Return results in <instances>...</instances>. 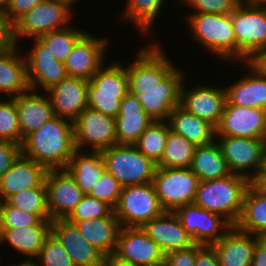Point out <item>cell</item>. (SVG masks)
I'll use <instances>...</instances> for the list:
<instances>
[{"mask_svg": "<svg viewBox=\"0 0 266 266\" xmlns=\"http://www.w3.org/2000/svg\"><path fill=\"white\" fill-rule=\"evenodd\" d=\"M75 149L73 122L59 116L29 134L21 145L24 156L48 170L65 169Z\"/></svg>", "mask_w": 266, "mask_h": 266, "instance_id": "6da1fadb", "label": "cell"}, {"mask_svg": "<svg viewBox=\"0 0 266 266\" xmlns=\"http://www.w3.org/2000/svg\"><path fill=\"white\" fill-rule=\"evenodd\" d=\"M250 181L239 175L200 181L194 204L221 215L232 226L240 218L244 196Z\"/></svg>", "mask_w": 266, "mask_h": 266, "instance_id": "7a4b0ae2", "label": "cell"}, {"mask_svg": "<svg viewBox=\"0 0 266 266\" xmlns=\"http://www.w3.org/2000/svg\"><path fill=\"white\" fill-rule=\"evenodd\" d=\"M191 35L214 55L224 60H237V43L231 14L191 13L185 17Z\"/></svg>", "mask_w": 266, "mask_h": 266, "instance_id": "3957f363", "label": "cell"}, {"mask_svg": "<svg viewBox=\"0 0 266 266\" xmlns=\"http://www.w3.org/2000/svg\"><path fill=\"white\" fill-rule=\"evenodd\" d=\"M108 171L122 187L153 181L157 164L141 153L134 144H115L101 151Z\"/></svg>", "mask_w": 266, "mask_h": 266, "instance_id": "277c9868", "label": "cell"}, {"mask_svg": "<svg viewBox=\"0 0 266 266\" xmlns=\"http://www.w3.org/2000/svg\"><path fill=\"white\" fill-rule=\"evenodd\" d=\"M237 61L254 62L266 51V6L240 3L232 12Z\"/></svg>", "mask_w": 266, "mask_h": 266, "instance_id": "5b68a950", "label": "cell"}, {"mask_svg": "<svg viewBox=\"0 0 266 266\" xmlns=\"http://www.w3.org/2000/svg\"><path fill=\"white\" fill-rule=\"evenodd\" d=\"M104 66L89 80L88 107L116 118L121 100L129 93L126 67L117 61Z\"/></svg>", "mask_w": 266, "mask_h": 266, "instance_id": "8992f818", "label": "cell"}, {"mask_svg": "<svg viewBox=\"0 0 266 266\" xmlns=\"http://www.w3.org/2000/svg\"><path fill=\"white\" fill-rule=\"evenodd\" d=\"M164 212L153 182L122 187L119 201L114 208L121 227L142 228Z\"/></svg>", "mask_w": 266, "mask_h": 266, "instance_id": "52a82bcc", "label": "cell"}, {"mask_svg": "<svg viewBox=\"0 0 266 266\" xmlns=\"http://www.w3.org/2000/svg\"><path fill=\"white\" fill-rule=\"evenodd\" d=\"M71 10L64 0L41 2L11 26V42L18 45L21 36L39 38L49 32L66 28Z\"/></svg>", "mask_w": 266, "mask_h": 266, "instance_id": "ba28073f", "label": "cell"}, {"mask_svg": "<svg viewBox=\"0 0 266 266\" xmlns=\"http://www.w3.org/2000/svg\"><path fill=\"white\" fill-rule=\"evenodd\" d=\"M152 182L163 209L174 212L179 207L194 204L200 179L189 168L157 166Z\"/></svg>", "mask_w": 266, "mask_h": 266, "instance_id": "9c48e42d", "label": "cell"}, {"mask_svg": "<svg viewBox=\"0 0 266 266\" xmlns=\"http://www.w3.org/2000/svg\"><path fill=\"white\" fill-rule=\"evenodd\" d=\"M218 138V144L231 174L247 178L250 182H256L263 170L265 140L231 136H219ZM252 170L255 171L254 174Z\"/></svg>", "mask_w": 266, "mask_h": 266, "instance_id": "30bf717a", "label": "cell"}, {"mask_svg": "<svg viewBox=\"0 0 266 266\" xmlns=\"http://www.w3.org/2000/svg\"><path fill=\"white\" fill-rule=\"evenodd\" d=\"M183 70L176 66L157 87L129 88V93L141 103L145 113L155 121L168 120L169 114L180 104V90L184 81Z\"/></svg>", "mask_w": 266, "mask_h": 266, "instance_id": "8fae6325", "label": "cell"}, {"mask_svg": "<svg viewBox=\"0 0 266 266\" xmlns=\"http://www.w3.org/2000/svg\"><path fill=\"white\" fill-rule=\"evenodd\" d=\"M75 148L102 151L117 144L116 119L87 107L73 122Z\"/></svg>", "mask_w": 266, "mask_h": 266, "instance_id": "7c38bea8", "label": "cell"}, {"mask_svg": "<svg viewBox=\"0 0 266 266\" xmlns=\"http://www.w3.org/2000/svg\"><path fill=\"white\" fill-rule=\"evenodd\" d=\"M158 45L159 43H154L139 50L136 59L126 66L129 88L157 87L175 67Z\"/></svg>", "mask_w": 266, "mask_h": 266, "instance_id": "4fadbf2b", "label": "cell"}, {"mask_svg": "<svg viewBox=\"0 0 266 266\" xmlns=\"http://www.w3.org/2000/svg\"><path fill=\"white\" fill-rule=\"evenodd\" d=\"M120 259L136 266H163L165 253L139 227H121L114 253Z\"/></svg>", "mask_w": 266, "mask_h": 266, "instance_id": "5bb4252c", "label": "cell"}, {"mask_svg": "<svg viewBox=\"0 0 266 266\" xmlns=\"http://www.w3.org/2000/svg\"><path fill=\"white\" fill-rule=\"evenodd\" d=\"M45 185L50 219H67L84 193L66 169L48 170Z\"/></svg>", "mask_w": 266, "mask_h": 266, "instance_id": "9a60e30c", "label": "cell"}, {"mask_svg": "<svg viewBox=\"0 0 266 266\" xmlns=\"http://www.w3.org/2000/svg\"><path fill=\"white\" fill-rule=\"evenodd\" d=\"M216 136L246 137L266 140V110L225 105Z\"/></svg>", "mask_w": 266, "mask_h": 266, "instance_id": "2e32d148", "label": "cell"}, {"mask_svg": "<svg viewBox=\"0 0 266 266\" xmlns=\"http://www.w3.org/2000/svg\"><path fill=\"white\" fill-rule=\"evenodd\" d=\"M183 81L180 90V106L193 115L208 121L215 128L219 125L227 102L226 89L208 85L185 89Z\"/></svg>", "mask_w": 266, "mask_h": 266, "instance_id": "e0dca14e", "label": "cell"}, {"mask_svg": "<svg viewBox=\"0 0 266 266\" xmlns=\"http://www.w3.org/2000/svg\"><path fill=\"white\" fill-rule=\"evenodd\" d=\"M33 40V50L25 57L29 88L36 91L40 85L47 91L68 75L64 63L58 61L39 38Z\"/></svg>", "mask_w": 266, "mask_h": 266, "instance_id": "ac0fdd59", "label": "cell"}, {"mask_svg": "<svg viewBox=\"0 0 266 266\" xmlns=\"http://www.w3.org/2000/svg\"><path fill=\"white\" fill-rule=\"evenodd\" d=\"M88 86V80L67 76L45 91L54 115L74 122L88 107Z\"/></svg>", "mask_w": 266, "mask_h": 266, "instance_id": "d6986e66", "label": "cell"}, {"mask_svg": "<svg viewBox=\"0 0 266 266\" xmlns=\"http://www.w3.org/2000/svg\"><path fill=\"white\" fill-rule=\"evenodd\" d=\"M107 39L95 38L88 32L75 44L64 62L68 76L90 80L103 66Z\"/></svg>", "mask_w": 266, "mask_h": 266, "instance_id": "ffe728a7", "label": "cell"}, {"mask_svg": "<svg viewBox=\"0 0 266 266\" xmlns=\"http://www.w3.org/2000/svg\"><path fill=\"white\" fill-rule=\"evenodd\" d=\"M47 171L45 166L21 153L0 179V200L5 201L8 197L33 187L46 186Z\"/></svg>", "mask_w": 266, "mask_h": 266, "instance_id": "44dd1931", "label": "cell"}, {"mask_svg": "<svg viewBox=\"0 0 266 266\" xmlns=\"http://www.w3.org/2000/svg\"><path fill=\"white\" fill-rule=\"evenodd\" d=\"M51 232L61 242L75 266H103L104 255L67 219L51 221Z\"/></svg>", "mask_w": 266, "mask_h": 266, "instance_id": "7402d4cb", "label": "cell"}, {"mask_svg": "<svg viewBox=\"0 0 266 266\" xmlns=\"http://www.w3.org/2000/svg\"><path fill=\"white\" fill-rule=\"evenodd\" d=\"M142 229L165 254L186 249L195 244L174 212L165 211L162 215L148 221Z\"/></svg>", "mask_w": 266, "mask_h": 266, "instance_id": "603a6c76", "label": "cell"}, {"mask_svg": "<svg viewBox=\"0 0 266 266\" xmlns=\"http://www.w3.org/2000/svg\"><path fill=\"white\" fill-rule=\"evenodd\" d=\"M249 75L225 88L230 104L266 110V73L255 63L246 62Z\"/></svg>", "mask_w": 266, "mask_h": 266, "instance_id": "cb8c5ba5", "label": "cell"}, {"mask_svg": "<svg viewBox=\"0 0 266 266\" xmlns=\"http://www.w3.org/2000/svg\"><path fill=\"white\" fill-rule=\"evenodd\" d=\"M13 99L18 111L22 145L29 134L39 130L55 115L49 97L37 94L35 90L29 89Z\"/></svg>", "mask_w": 266, "mask_h": 266, "instance_id": "d4e9b609", "label": "cell"}, {"mask_svg": "<svg viewBox=\"0 0 266 266\" xmlns=\"http://www.w3.org/2000/svg\"><path fill=\"white\" fill-rule=\"evenodd\" d=\"M256 245V236L233 226L212 246L220 266H251Z\"/></svg>", "mask_w": 266, "mask_h": 266, "instance_id": "484cf974", "label": "cell"}, {"mask_svg": "<svg viewBox=\"0 0 266 266\" xmlns=\"http://www.w3.org/2000/svg\"><path fill=\"white\" fill-rule=\"evenodd\" d=\"M115 119L117 144H135L153 121L131 93L121 100L119 113Z\"/></svg>", "mask_w": 266, "mask_h": 266, "instance_id": "4316f807", "label": "cell"}, {"mask_svg": "<svg viewBox=\"0 0 266 266\" xmlns=\"http://www.w3.org/2000/svg\"><path fill=\"white\" fill-rule=\"evenodd\" d=\"M18 47L11 43L0 51V92L7 94L8 98L17 97L30 89L25 57L19 56Z\"/></svg>", "mask_w": 266, "mask_h": 266, "instance_id": "83f0119b", "label": "cell"}, {"mask_svg": "<svg viewBox=\"0 0 266 266\" xmlns=\"http://www.w3.org/2000/svg\"><path fill=\"white\" fill-rule=\"evenodd\" d=\"M69 222L104 256L115 253L121 226L114 211L108 217Z\"/></svg>", "mask_w": 266, "mask_h": 266, "instance_id": "f1b7e54d", "label": "cell"}, {"mask_svg": "<svg viewBox=\"0 0 266 266\" xmlns=\"http://www.w3.org/2000/svg\"><path fill=\"white\" fill-rule=\"evenodd\" d=\"M235 227L245 233L266 237V191L256 182H251L247 188Z\"/></svg>", "mask_w": 266, "mask_h": 266, "instance_id": "f546056e", "label": "cell"}, {"mask_svg": "<svg viewBox=\"0 0 266 266\" xmlns=\"http://www.w3.org/2000/svg\"><path fill=\"white\" fill-rule=\"evenodd\" d=\"M51 221L42 220L36 226L23 228H4L0 244L8 242L14 250L29 258L21 263L30 264L33 262L32 258L36 259L46 237L51 233Z\"/></svg>", "mask_w": 266, "mask_h": 266, "instance_id": "4dcf8cb0", "label": "cell"}, {"mask_svg": "<svg viewBox=\"0 0 266 266\" xmlns=\"http://www.w3.org/2000/svg\"><path fill=\"white\" fill-rule=\"evenodd\" d=\"M84 194H89L105 171L101 151L75 149L65 168Z\"/></svg>", "mask_w": 266, "mask_h": 266, "instance_id": "1f68e13d", "label": "cell"}, {"mask_svg": "<svg viewBox=\"0 0 266 266\" xmlns=\"http://www.w3.org/2000/svg\"><path fill=\"white\" fill-rule=\"evenodd\" d=\"M172 131L182 135L196 146L211 143L216 138V128L177 105L167 120Z\"/></svg>", "mask_w": 266, "mask_h": 266, "instance_id": "d6a6232c", "label": "cell"}, {"mask_svg": "<svg viewBox=\"0 0 266 266\" xmlns=\"http://www.w3.org/2000/svg\"><path fill=\"white\" fill-rule=\"evenodd\" d=\"M215 141L196 146L189 169L199 177L200 181L223 178L231 174L220 146Z\"/></svg>", "mask_w": 266, "mask_h": 266, "instance_id": "836d02e7", "label": "cell"}, {"mask_svg": "<svg viewBox=\"0 0 266 266\" xmlns=\"http://www.w3.org/2000/svg\"><path fill=\"white\" fill-rule=\"evenodd\" d=\"M195 149V144L170 129L162 158L157 166L165 168H189Z\"/></svg>", "mask_w": 266, "mask_h": 266, "instance_id": "e575fe53", "label": "cell"}, {"mask_svg": "<svg viewBox=\"0 0 266 266\" xmlns=\"http://www.w3.org/2000/svg\"><path fill=\"white\" fill-rule=\"evenodd\" d=\"M166 122L167 120H153L134 144L141 153L153 160L156 164L162 158L170 130L169 124Z\"/></svg>", "mask_w": 266, "mask_h": 266, "instance_id": "d590c367", "label": "cell"}, {"mask_svg": "<svg viewBox=\"0 0 266 266\" xmlns=\"http://www.w3.org/2000/svg\"><path fill=\"white\" fill-rule=\"evenodd\" d=\"M124 19L130 20L142 33H150L152 23L164 5V0H126Z\"/></svg>", "mask_w": 266, "mask_h": 266, "instance_id": "8d00e7d4", "label": "cell"}, {"mask_svg": "<svg viewBox=\"0 0 266 266\" xmlns=\"http://www.w3.org/2000/svg\"><path fill=\"white\" fill-rule=\"evenodd\" d=\"M80 29L74 27L62 28L44 34L39 39L49 48L51 53L60 62H65L72 52L75 44L86 34Z\"/></svg>", "mask_w": 266, "mask_h": 266, "instance_id": "74e56055", "label": "cell"}, {"mask_svg": "<svg viewBox=\"0 0 266 266\" xmlns=\"http://www.w3.org/2000/svg\"><path fill=\"white\" fill-rule=\"evenodd\" d=\"M10 206L25 212L37 214L42 220H51L47 207L46 186L33 187L8 197L5 200Z\"/></svg>", "mask_w": 266, "mask_h": 266, "instance_id": "f35d334b", "label": "cell"}, {"mask_svg": "<svg viewBox=\"0 0 266 266\" xmlns=\"http://www.w3.org/2000/svg\"><path fill=\"white\" fill-rule=\"evenodd\" d=\"M233 226L221 215L200 207V221L197 227V244L212 246Z\"/></svg>", "mask_w": 266, "mask_h": 266, "instance_id": "ab89813d", "label": "cell"}, {"mask_svg": "<svg viewBox=\"0 0 266 266\" xmlns=\"http://www.w3.org/2000/svg\"><path fill=\"white\" fill-rule=\"evenodd\" d=\"M36 258L40 259V263L33 261L30 263L33 266H75L61 242L52 232L46 237Z\"/></svg>", "mask_w": 266, "mask_h": 266, "instance_id": "60d3db41", "label": "cell"}, {"mask_svg": "<svg viewBox=\"0 0 266 266\" xmlns=\"http://www.w3.org/2000/svg\"><path fill=\"white\" fill-rule=\"evenodd\" d=\"M0 140L21 144L18 111L13 98L0 101Z\"/></svg>", "mask_w": 266, "mask_h": 266, "instance_id": "b9f144b4", "label": "cell"}, {"mask_svg": "<svg viewBox=\"0 0 266 266\" xmlns=\"http://www.w3.org/2000/svg\"><path fill=\"white\" fill-rule=\"evenodd\" d=\"M114 209L106 202L84 194L79 204L67 218L68 221H86L108 217Z\"/></svg>", "mask_w": 266, "mask_h": 266, "instance_id": "7bdbcfd3", "label": "cell"}, {"mask_svg": "<svg viewBox=\"0 0 266 266\" xmlns=\"http://www.w3.org/2000/svg\"><path fill=\"white\" fill-rule=\"evenodd\" d=\"M121 191V184L105 170L89 195L106 202L114 209L119 201Z\"/></svg>", "mask_w": 266, "mask_h": 266, "instance_id": "ee69618b", "label": "cell"}, {"mask_svg": "<svg viewBox=\"0 0 266 266\" xmlns=\"http://www.w3.org/2000/svg\"><path fill=\"white\" fill-rule=\"evenodd\" d=\"M4 228H23L38 225L42 219L37 214L25 212L2 201Z\"/></svg>", "mask_w": 266, "mask_h": 266, "instance_id": "f6af8a7d", "label": "cell"}, {"mask_svg": "<svg viewBox=\"0 0 266 266\" xmlns=\"http://www.w3.org/2000/svg\"><path fill=\"white\" fill-rule=\"evenodd\" d=\"M195 9L194 13L231 14L240 0H181Z\"/></svg>", "mask_w": 266, "mask_h": 266, "instance_id": "bcb514c9", "label": "cell"}, {"mask_svg": "<svg viewBox=\"0 0 266 266\" xmlns=\"http://www.w3.org/2000/svg\"><path fill=\"white\" fill-rule=\"evenodd\" d=\"M181 222V225L191 235L195 244H197V227L200 221V207L195 204L184 205L174 211Z\"/></svg>", "mask_w": 266, "mask_h": 266, "instance_id": "7dc6e473", "label": "cell"}, {"mask_svg": "<svg viewBox=\"0 0 266 266\" xmlns=\"http://www.w3.org/2000/svg\"><path fill=\"white\" fill-rule=\"evenodd\" d=\"M163 266H196V244L165 254Z\"/></svg>", "mask_w": 266, "mask_h": 266, "instance_id": "c3c4849f", "label": "cell"}, {"mask_svg": "<svg viewBox=\"0 0 266 266\" xmlns=\"http://www.w3.org/2000/svg\"><path fill=\"white\" fill-rule=\"evenodd\" d=\"M43 1L45 0H12L2 16L11 27L20 17Z\"/></svg>", "mask_w": 266, "mask_h": 266, "instance_id": "681fc988", "label": "cell"}, {"mask_svg": "<svg viewBox=\"0 0 266 266\" xmlns=\"http://www.w3.org/2000/svg\"><path fill=\"white\" fill-rule=\"evenodd\" d=\"M21 153V144L0 140V179Z\"/></svg>", "mask_w": 266, "mask_h": 266, "instance_id": "f907efd6", "label": "cell"}, {"mask_svg": "<svg viewBox=\"0 0 266 266\" xmlns=\"http://www.w3.org/2000/svg\"><path fill=\"white\" fill-rule=\"evenodd\" d=\"M196 266H220L213 246L196 244Z\"/></svg>", "mask_w": 266, "mask_h": 266, "instance_id": "816d5d0a", "label": "cell"}, {"mask_svg": "<svg viewBox=\"0 0 266 266\" xmlns=\"http://www.w3.org/2000/svg\"><path fill=\"white\" fill-rule=\"evenodd\" d=\"M251 266H266V237L256 236V245Z\"/></svg>", "mask_w": 266, "mask_h": 266, "instance_id": "f5cc1de1", "label": "cell"}, {"mask_svg": "<svg viewBox=\"0 0 266 266\" xmlns=\"http://www.w3.org/2000/svg\"><path fill=\"white\" fill-rule=\"evenodd\" d=\"M11 27L0 14V51L11 44Z\"/></svg>", "mask_w": 266, "mask_h": 266, "instance_id": "db71d44e", "label": "cell"}, {"mask_svg": "<svg viewBox=\"0 0 266 266\" xmlns=\"http://www.w3.org/2000/svg\"><path fill=\"white\" fill-rule=\"evenodd\" d=\"M103 266H136V265H133L130 262L120 259L113 253L104 257Z\"/></svg>", "mask_w": 266, "mask_h": 266, "instance_id": "11a10c76", "label": "cell"}, {"mask_svg": "<svg viewBox=\"0 0 266 266\" xmlns=\"http://www.w3.org/2000/svg\"><path fill=\"white\" fill-rule=\"evenodd\" d=\"M266 73V51L254 61Z\"/></svg>", "mask_w": 266, "mask_h": 266, "instance_id": "9f6ffc18", "label": "cell"}, {"mask_svg": "<svg viewBox=\"0 0 266 266\" xmlns=\"http://www.w3.org/2000/svg\"><path fill=\"white\" fill-rule=\"evenodd\" d=\"M240 3L247 5L264 6L266 5V0H240Z\"/></svg>", "mask_w": 266, "mask_h": 266, "instance_id": "6f0895ef", "label": "cell"}, {"mask_svg": "<svg viewBox=\"0 0 266 266\" xmlns=\"http://www.w3.org/2000/svg\"><path fill=\"white\" fill-rule=\"evenodd\" d=\"M12 0H0V14L3 15L8 9Z\"/></svg>", "mask_w": 266, "mask_h": 266, "instance_id": "680465c9", "label": "cell"}, {"mask_svg": "<svg viewBox=\"0 0 266 266\" xmlns=\"http://www.w3.org/2000/svg\"><path fill=\"white\" fill-rule=\"evenodd\" d=\"M4 224H3V210H2V201L0 200V241L3 236L4 231Z\"/></svg>", "mask_w": 266, "mask_h": 266, "instance_id": "91938a15", "label": "cell"}, {"mask_svg": "<svg viewBox=\"0 0 266 266\" xmlns=\"http://www.w3.org/2000/svg\"><path fill=\"white\" fill-rule=\"evenodd\" d=\"M256 183L264 190L266 191V176H260Z\"/></svg>", "mask_w": 266, "mask_h": 266, "instance_id": "94428289", "label": "cell"}, {"mask_svg": "<svg viewBox=\"0 0 266 266\" xmlns=\"http://www.w3.org/2000/svg\"><path fill=\"white\" fill-rule=\"evenodd\" d=\"M260 176H266V150H265V156H264V165H263V170L261 172Z\"/></svg>", "mask_w": 266, "mask_h": 266, "instance_id": "6125c7cd", "label": "cell"}, {"mask_svg": "<svg viewBox=\"0 0 266 266\" xmlns=\"http://www.w3.org/2000/svg\"><path fill=\"white\" fill-rule=\"evenodd\" d=\"M64 1L72 8V5H74L77 0H64Z\"/></svg>", "mask_w": 266, "mask_h": 266, "instance_id": "be15d7a7", "label": "cell"}, {"mask_svg": "<svg viewBox=\"0 0 266 266\" xmlns=\"http://www.w3.org/2000/svg\"><path fill=\"white\" fill-rule=\"evenodd\" d=\"M12 266H33V265L29 263H19V264L12 265Z\"/></svg>", "mask_w": 266, "mask_h": 266, "instance_id": "e7e4bbea", "label": "cell"}]
</instances>
